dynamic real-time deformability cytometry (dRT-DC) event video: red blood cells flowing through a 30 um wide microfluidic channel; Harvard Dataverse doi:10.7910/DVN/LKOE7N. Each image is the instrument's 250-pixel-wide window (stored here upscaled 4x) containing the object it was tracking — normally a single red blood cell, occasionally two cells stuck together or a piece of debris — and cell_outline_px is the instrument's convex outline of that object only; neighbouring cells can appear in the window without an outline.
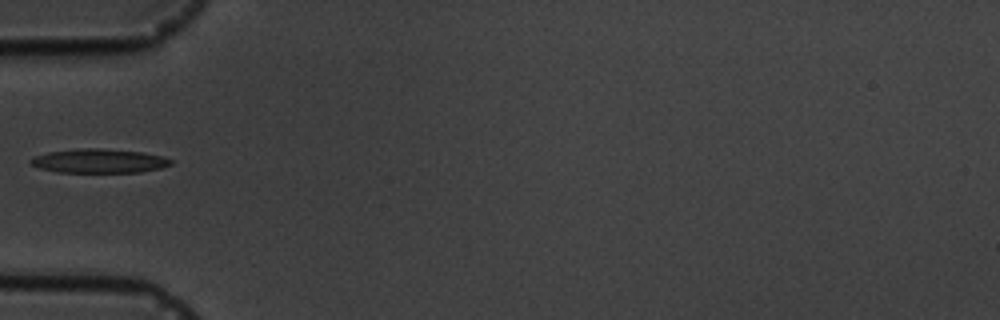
{"species": "common noctule bat (a hibernating species)", "species_latin": "Nyctalus noctula", "temperature_condition": "cold", "stored_images_in_passage": 1, "camera_frame_rate_fps": 3000, "um_per_image_px": 0.085, "animal": {"sex": "male", "body_mass_g": 19.5, "forearm_length_mm": 54.6}, "frame": {"image": 1, "passage_image": 1, "time_ms": 0.0, "image_size_px": [1000, 320], "cell_outline_px": [[172, 164], [160, 168], [140, 172], [56, 172], [40, 168], [32, 164], [28, 160], [32, 156], [48, 152], [84, 148], [100, 148], [144, 152], [164, 156], [172, 160]], "centroid_in_image_um": [8.42, 13.67], "position_along_channel_um": 76.6, "area_um2": 19.71}}